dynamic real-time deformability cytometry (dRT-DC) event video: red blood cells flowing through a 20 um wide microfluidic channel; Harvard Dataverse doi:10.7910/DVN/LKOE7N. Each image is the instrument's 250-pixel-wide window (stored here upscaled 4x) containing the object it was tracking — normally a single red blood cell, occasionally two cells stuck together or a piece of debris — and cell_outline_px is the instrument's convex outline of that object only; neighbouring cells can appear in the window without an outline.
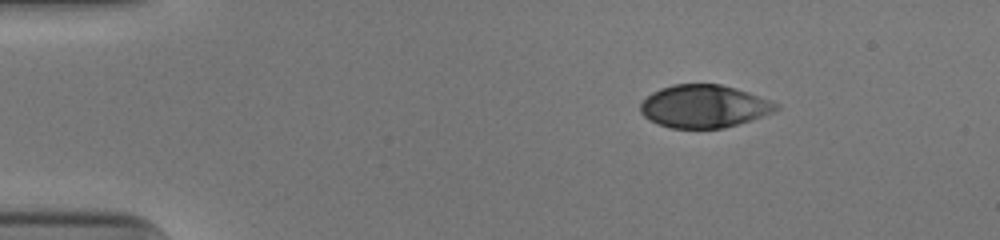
{"species": "human", "species_latin": "Homo sapiens", "temperature_condition": "cold", "stored_images_in_passage": 44, "camera_frame_rate_fps": 3000, "um_per_image_px": 0.085, "donor": {"sex": "male"}, "frame": {"image": 1, "passage_image": 1, "time_ms": 0.0, "image_size_px": [1000, 240], "cell_outline_px": [[780, 108], [772, 112], [724, 128], [672, 128], [648, 120], [640, 112], [640, 104], [652, 92], [660, 88], [676, 84], [720, 84], [736, 88], [748, 92], [780, 104]], "centroid_in_image_um": [59.82, 9.03], "position_along_channel_um": 25.2, "area_um2": 33.52}}
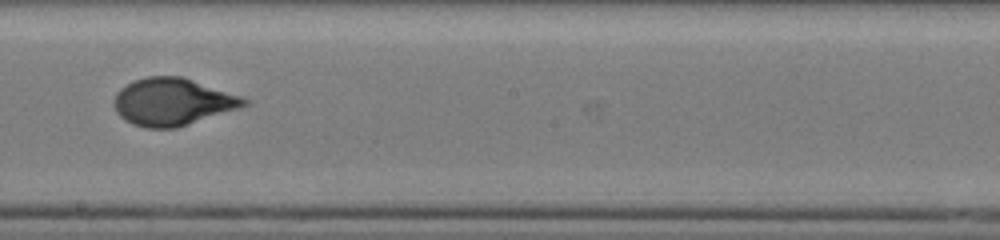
{"frame": {"image": 2, "passage_image": 23, "time_ms": 7.333, "image_size_px": [1000, 240], "cell_outline_px": [[248, 104], [240, 108], [176, 128], [144, 128], [132, 124], [124, 120], [116, 112], [116, 92], [120, 88], [132, 80], [148, 76], [180, 76], [240, 96], [248, 100]], "centroid_in_image_um": [14.64, 8.66], "position_along_channel_um": 233.6, "area_um2": 35.55}}
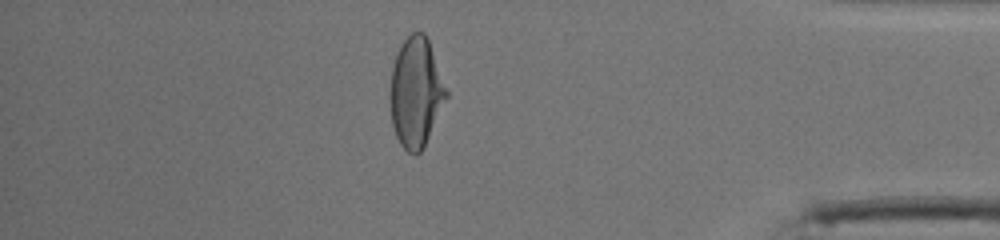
{"frame": {"image": 3, "passage_image": 38, "time_ms": 12.333, "image_size_px": [1000, 240], "cell_outline_px": [[448, 96], [424, 148], [416, 156], [408, 152], [400, 144], [396, 136], [392, 124], [388, 100], [388, 92], [392, 68], [400, 44], [412, 32], [424, 32], [428, 40], [448, 92]], "centroid_in_image_um": [35.32, 7.89], "position_along_channel_um": 399.9, "area_um2": 36.24}, "authors_computed_cell_mechanics": {"area_um2": 35.547, "velocity_mm_per_s": 3.9682, "shape_relaxation_time_tau1_ms": 4.0581, "shape_relaxation_time_tau2_ms": null, "deformation_change_tau1": 0.2117, "deformation_change_tau2": null}}